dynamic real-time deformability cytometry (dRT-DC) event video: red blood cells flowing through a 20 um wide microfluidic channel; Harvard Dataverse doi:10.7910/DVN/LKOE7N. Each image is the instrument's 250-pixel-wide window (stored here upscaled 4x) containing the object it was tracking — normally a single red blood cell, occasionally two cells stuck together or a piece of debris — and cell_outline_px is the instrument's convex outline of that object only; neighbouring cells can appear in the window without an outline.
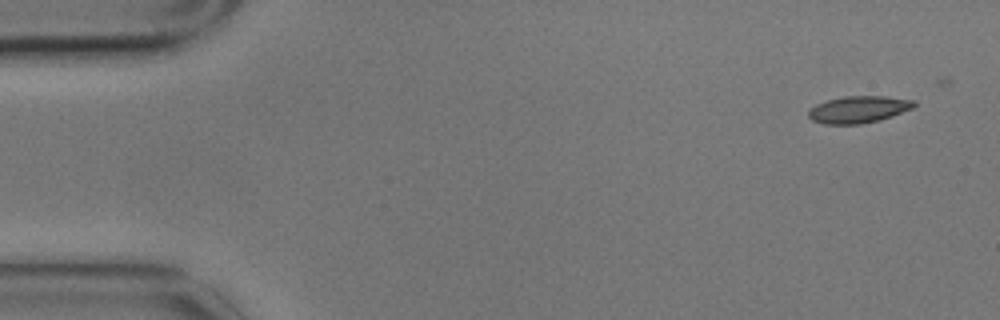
{"species": "common noctule bat (a hibernating species)", "species_latin": "Nyctalus noctula", "temperature_condition": "cold", "stored_images_in_passage": 5, "camera_frame_rate_fps": 3000, "um_per_image_px": 0.085, "animal": {"sex": "male", "body_mass_g": 17.9}, "frame": {"image": 1, "passage_image": 1, "time_ms": 0.0, "image_size_px": [1000, 320], "cell_outline_px": [[916, 104], [912, 108], [892, 116], [880, 120], [860, 124], [824, 124], [812, 120], [808, 116], [808, 108], [816, 104], [828, 100], [844, 96], [884, 96], [916, 100]], "centroid_in_image_um": [72.96, 9.3], "position_along_channel_um": 12.0, "area_um2": 16.65}}
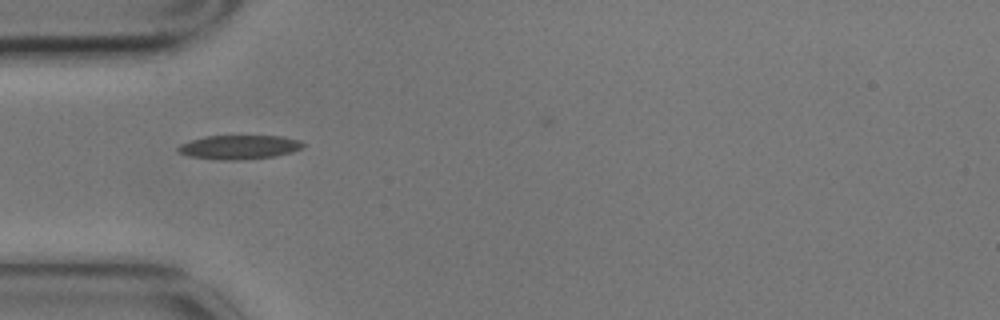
{"frame": {"image": 2, "passage_image": 5, "time_ms": 1.333, "image_size_px": [1000, 320], "cell_outline_px": [[304, 144], [300, 148], [292, 152], [276, 156], [240, 160], [224, 160], [192, 156], [176, 152], [176, 148], [180, 144], [204, 136], [284, 136], [300, 140]], "centroid_in_image_um": [20.33, 12.5], "position_along_channel_um": 64.7, "area_um2": 17.46}}